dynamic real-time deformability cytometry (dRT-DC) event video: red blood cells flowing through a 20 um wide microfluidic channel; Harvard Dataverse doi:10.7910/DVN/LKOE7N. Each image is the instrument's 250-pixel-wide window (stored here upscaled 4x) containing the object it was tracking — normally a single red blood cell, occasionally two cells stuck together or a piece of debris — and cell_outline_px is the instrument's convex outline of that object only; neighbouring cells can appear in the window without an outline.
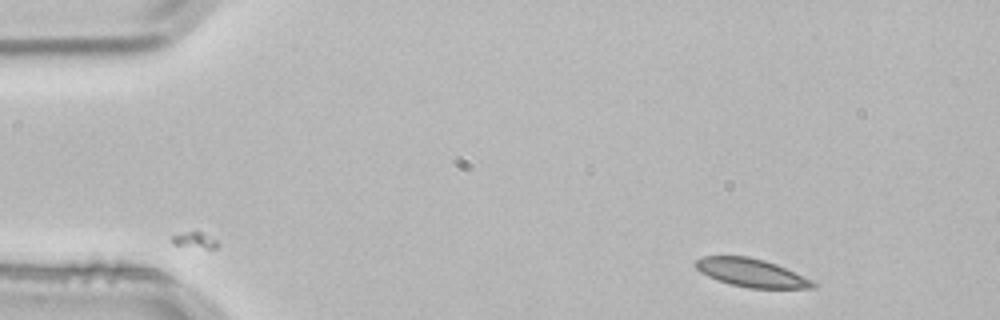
{"species": "common noctule bat (a hibernating species)", "species_latin": "Nyctalus noctula", "temperature_condition": "room temperature", "stored_images_in_passage": 3, "camera_frame_rate_fps": 3000, "um_per_image_px": 0.085, "animal": {"sex": "male", "body_mass_g": 21.5, "forearm_length_mm": 52.0}, "frame": {"image": 1, "passage_image": 1, "time_ms": 0.0, "image_size_px": [1000, 320], "cell_outline_px": [[816, 288], [748, 288], [728, 284], [708, 276], [700, 272], [692, 264], [696, 260], [704, 256], [748, 256], [764, 260], [776, 264], [812, 280], [816, 284]], "centroid_in_image_um": [63.83, 23.19], "position_along_channel_um": 21.2, "area_um2": 19.31}}
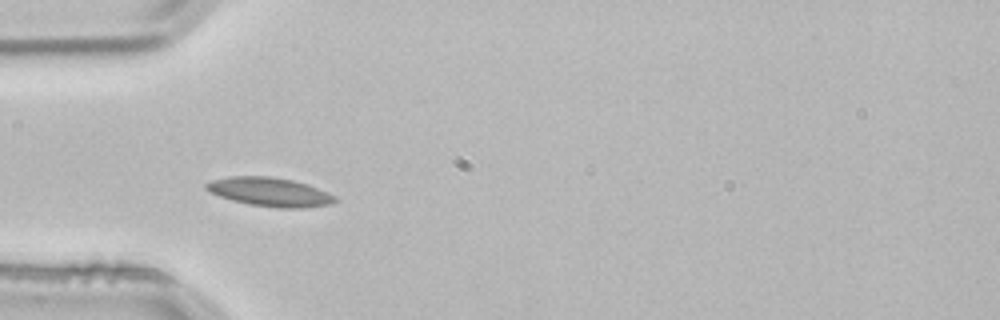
{"frame": {"image": 2, "passage_image": 3, "time_ms": 0.667, "image_size_px": [1000, 320], "cell_outline_px": [[336, 200], [332, 204], [308, 208], [280, 208], [248, 204], [232, 200], [208, 192], [204, 188], [204, 184], [212, 180], [228, 176], [268, 176], [292, 180], [308, 184], [336, 196]], "centroid_in_image_um": [22.92, 16.32], "position_along_channel_um": 62.1, "area_um2": 21.79}}